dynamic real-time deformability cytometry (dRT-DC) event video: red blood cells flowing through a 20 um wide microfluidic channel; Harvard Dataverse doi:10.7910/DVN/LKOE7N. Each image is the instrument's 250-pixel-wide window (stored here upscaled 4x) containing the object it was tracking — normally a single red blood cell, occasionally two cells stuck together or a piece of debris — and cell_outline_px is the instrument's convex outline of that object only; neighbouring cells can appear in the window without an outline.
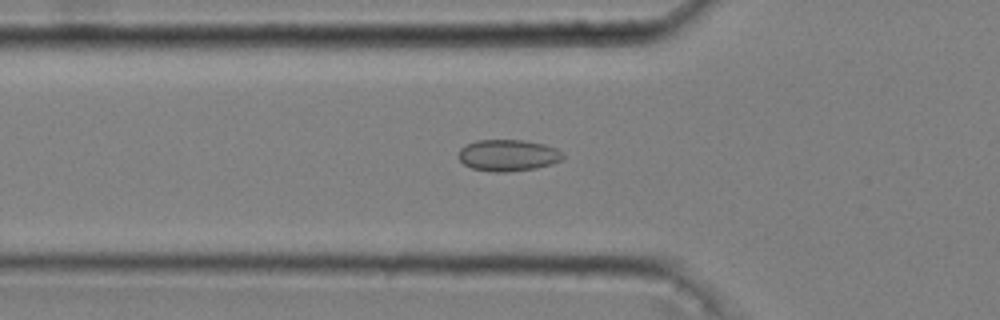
{"species": "common noctule bat (a hibernating species)", "species_latin": "Nyctalus noctula", "temperature_condition": "cold", "stored_images_in_passage": 45, "camera_frame_rate_fps": 3000, "um_per_image_px": 0.085, "animal": {"sex": "male", "body_mass_g": 20.4}, "frame": {"image": 1, "passage_image": 11, "time_ms": 3.333, "image_size_px": [1000, 320], "cell_outline_px": [[564, 156], [560, 160], [552, 164], [536, 168], [508, 172], [492, 172], [472, 168], [464, 164], [456, 156], [460, 148], [476, 140], [524, 140], [544, 144], [556, 148]], "centroid_in_image_um": [43.15, 13.2], "position_along_channel_um": 82.6, "area_um2": 19.25}}
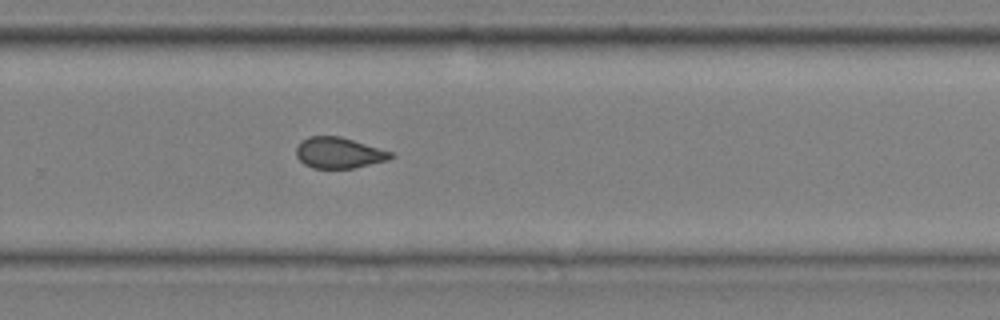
{"frame": {"image": 2, "passage_image": 29, "time_ms": 9.333, "image_size_px": [1000, 320], "cell_outline_px": [[396, 156], [388, 160], [352, 168], [312, 168], [304, 164], [296, 156], [296, 148], [300, 140], [308, 136], [340, 136], [392, 152]], "centroid_in_image_um": [28.78, 12.98], "position_along_channel_um": 301.0, "area_um2": 17.05}}
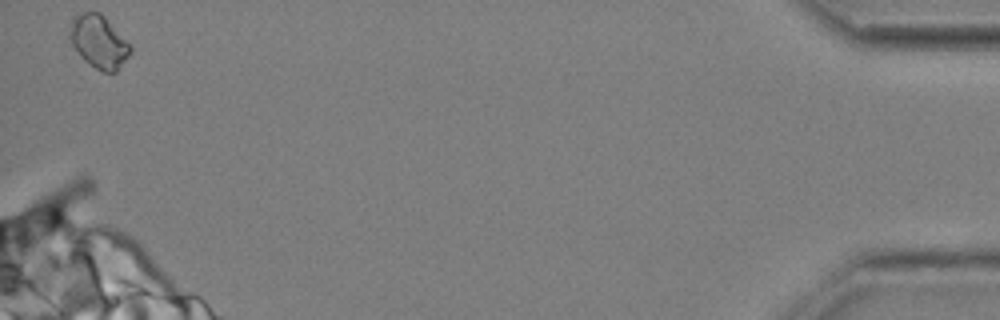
{"frame": {"image": 3, "passage_image": 45, "time_ms": 14.667, "image_size_px": [1000, 320], "cell_outline_px": [[132, 52], [116, 72], [104, 72], [96, 68], [84, 60], [80, 56], [72, 44], [68, 36], [68, 32], [72, 20], [76, 16], [84, 12], [100, 12], [104, 16], [132, 48]], "centroid_in_image_um": [8.38, 3.56], "position_along_channel_um": 426.8, "area_um2": 18.38}, "authors_computed_cell_mechanics": {"area_um2": 17.4556, "velocity_mm_per_s": 3.6376, "shape_relaxation_time_tau1_ms": null, "shape_relaxation_time_tau2_ms": 2.4411, "deformation_change_tau1": null, "deformation_change_tau2": 0.0817}}